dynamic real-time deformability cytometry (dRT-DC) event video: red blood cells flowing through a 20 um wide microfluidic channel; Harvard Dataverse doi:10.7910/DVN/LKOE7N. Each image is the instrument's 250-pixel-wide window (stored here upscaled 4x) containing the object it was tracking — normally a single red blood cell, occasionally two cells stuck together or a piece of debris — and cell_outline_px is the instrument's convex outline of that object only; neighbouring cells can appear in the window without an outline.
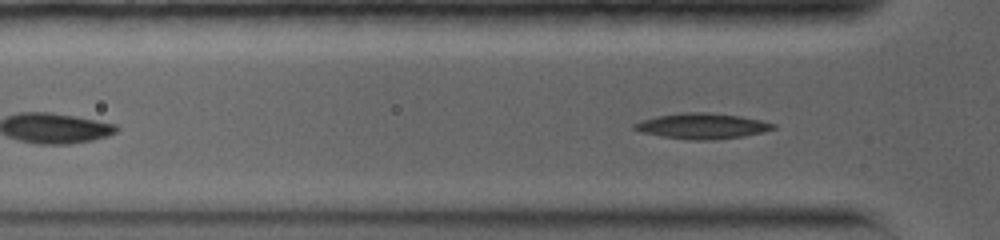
{"species": "common noctule bat (a hibernating species)", "species_latin": "Nyctalus noctula", "temperature_condition": "warm", "stored_images_in_passage": 49, "camera_frame_rate_fps": 5000, "um_per_image_px": 0.085, "animal": {"sex": "female", "body_mass_g": 19.0, "forearm_length_mm": 56.7}, "frame": {"image": 1, "passage_image": 9, "time_ms": 1.4, "image_size_px": [1000, 240], "cell_outline_px": [[776, 128], [760, 132], [740, 136], [704, 140], [688, 140], [660, 136], [640, 132], [632, 128], [632, 124], [656, 116], [684, 112], [708, 112], [740, 116], [760, 120], [776, 124]], "centroid_in_image_um": [59.62, 10.7], "position_along_channel_um": 66.2, "area_um2": 20.46}}
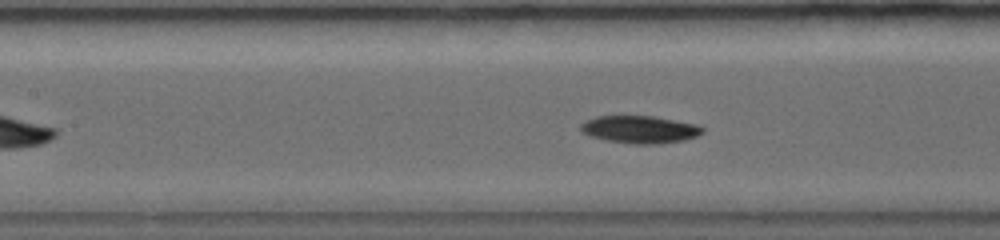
{"frame": {"image": 2, "passage_image": 19, "time_ms": 3.6, "image_size_px": [1000, 240], "cell_outline_px": [[704, 132], [696, 136], [684, 140], [656, 144], [632, 144], [608, 140], [592, 136], [584, 132], [580, 128], [580, 124], [584, 120], [596, 116], [652, 116], [700, 124], [704, 128]], "centroid_in_image_um": [54.42, 10.99], "position_along_channel_um": 153.0, "area_um2": 19.54}}
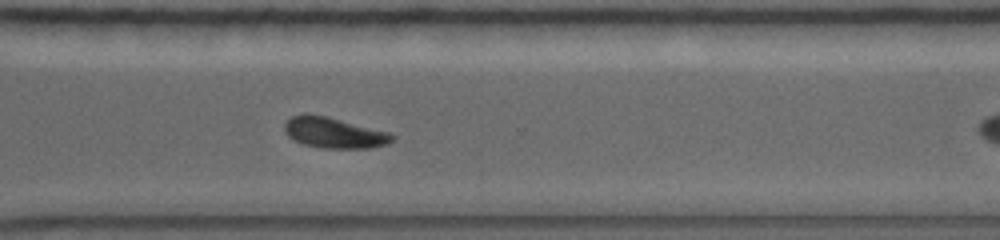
{"frame": {"image": 3, "passage_image": 39, "time_ms": 8.4, "image_size_px": [1000, 240], "cell_outline_px": [[396, 136], [388, 144], [372, 148], [320, 148], [304, 144], [292, 140], [284, 132], [284, 124], [292, 116], [304, 112], [328, 116], [388, 132]], "centroid_in_image_um": [28.36, 11.27], "position_along_channel_um": 342.2, "area_um2": 19.54}, "authors_computed_cell_mechanics": {"area_um2": 19.4786, "velocity_mm_per_s": 3.9401, "shape_relaxation_time_tau1_ms": 4.3174, "shape_relaxation_time_tau2_ms": null, "deformation_change_tau1": 0.1336, "deformation_change_tau2": null}}